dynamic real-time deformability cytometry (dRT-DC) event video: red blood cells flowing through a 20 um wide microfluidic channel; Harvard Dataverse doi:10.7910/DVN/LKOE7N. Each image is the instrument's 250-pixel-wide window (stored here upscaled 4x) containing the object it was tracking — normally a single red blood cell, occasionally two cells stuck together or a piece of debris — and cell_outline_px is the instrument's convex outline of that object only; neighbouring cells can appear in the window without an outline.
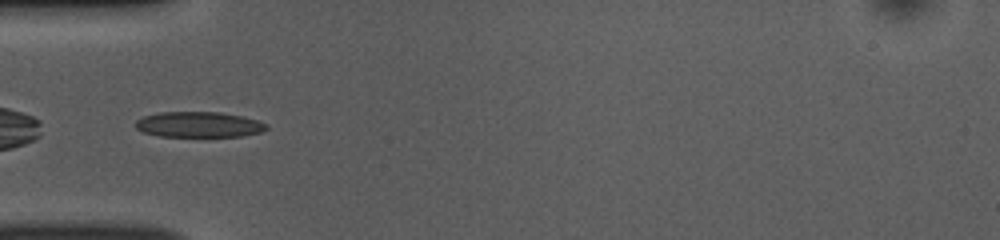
{"species": "common noctule bat (a hibernating species)", "species_latin": "Nyctalus noctula", "temperature_condition": "room temperature", "stored_images_in_passage": 35, "camera_frame_rate_fps": 3000, "um_per_image_px": 0.085, "animal": {"sex": "female", "body_mass_g": 10.0, "forearm_length_mm": 53.1}, "frame": {"image": 1, "passage_image": 1, "time_ms": 0.0, "image_size_px": [1000, 240], "cell_outline_px": [[268, 128], [260, 132], [244, 136], [160, 136], [144, 132], [136, 128], [136, 120], [144, 116], [160, 112], [220, 112], [240, 116], [256, 120], [268, 124]], "centroid_in_image_um": [16.91, 10.58], "position_along_channel_um": 68.1, "area_um2": 19.31}}
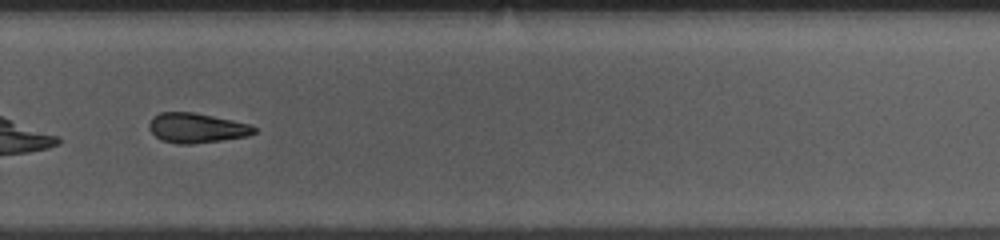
{"frame": {"image": 2, "passage_image": 20, "time_ms": 6.333, "image_size_px": [1000, 240], "cell_outline_px": [[256, 132], [248, 136], [192, 144], [176, 144], [160, 140], [148, 128], [148, 124], [152, 116], [160, 112], [192, 112], [232, 120], [248, 124], [256, 128]], "centroid_in_image_um": [16.66, 10.88], "position_along_channel_um": 313.1, "area_um2": 18.21}, "authors_computed_cell_mechanics": {"area_um2": 18.9584, "velocity_mm_per_s": 3.8698, "shape_relaxation_time_tau1_ms": 3.3878, "shape_relaxation_time_tau2_ms": 7.7075, "deformation_change_tau1": 0.1095, "deformation_change_tau2": 0.1615}}